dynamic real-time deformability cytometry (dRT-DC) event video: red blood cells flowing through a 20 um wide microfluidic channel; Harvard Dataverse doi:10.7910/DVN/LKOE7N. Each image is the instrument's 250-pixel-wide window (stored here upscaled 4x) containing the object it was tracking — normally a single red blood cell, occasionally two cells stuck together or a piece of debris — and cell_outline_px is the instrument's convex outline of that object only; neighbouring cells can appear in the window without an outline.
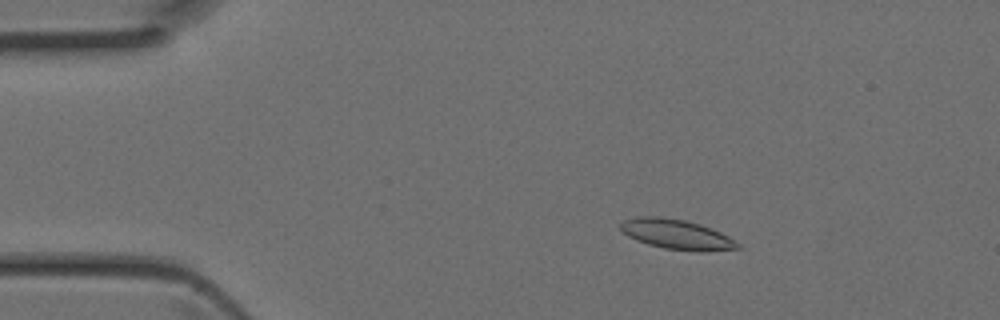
{"species": "Egyptian fruit bat (a non-hibernating species)", "species_latin": "Rousettus aegyptiacus", "temperature_condition": "room temperature", "stored_images_in_passage": 45, "camera_frame_rate_fps": 3000, "um_per_image_px": 0.085, "animal": {"sex": "female"}, "frame": {"image": 1, "passage_image": 8, "time_ms": 2.333, "image_size_px": [1000, 320], "cell_outline_px": [[740, 248], [704, 252], [700, 252], [664, 248], [648, 244], [636, 240], [628, 236], [620, 228], [620, 224], [624, 220], [644, 216], [660, 216], [684, 220], [700, 224], [720, 232], [728, 236], [740, 244]], "centroid_in_image_um": [57.53, 19.93], "position_along_channel_um": 27.5, "area_um2": 20.29}}
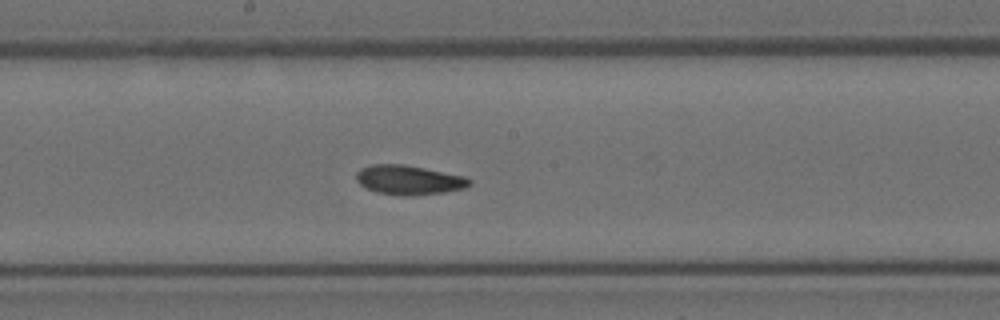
{"frame": {"image": 2, "passage_image": 24, "time_ms": 7.667, "image_size_px": [1000, 320], "cell_outline_px": [[472, 184], [468, 188], [444, 192], [408, 196], [400, 196], [376, 192], [360, 184], [356, 180], [356, 172], [360, 168], [372, 164], [404, 164], [464, 176], [472, 180]], "centroid_in_image_um": [34.77, 15.3], "position_along_channel_um": 213.4, "area_um2": 19.54}}
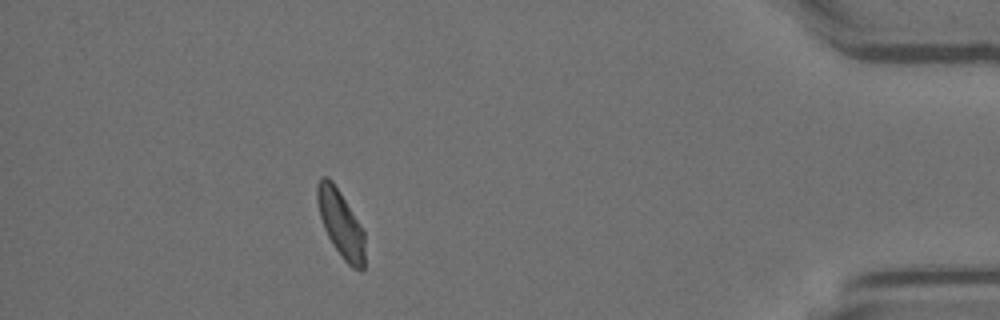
{"frame": {"image": 3, "passage_image": 40, "time_ms": 13.0, "image_size_px": [1000, 320], "cell_outline_px": [[364, 268], [360, 272], [352, 268], [344, 260], [332, 244], [324, 228], [320, 216], [316, 200], [316, 184], [320, 176], [328, 176], [332, 180], [340, 192], [364, 232]], "centroid_in_image_um": [28.93, 19.0], "position_along_channel_um": 406.3, "area_um2": 18.55}}